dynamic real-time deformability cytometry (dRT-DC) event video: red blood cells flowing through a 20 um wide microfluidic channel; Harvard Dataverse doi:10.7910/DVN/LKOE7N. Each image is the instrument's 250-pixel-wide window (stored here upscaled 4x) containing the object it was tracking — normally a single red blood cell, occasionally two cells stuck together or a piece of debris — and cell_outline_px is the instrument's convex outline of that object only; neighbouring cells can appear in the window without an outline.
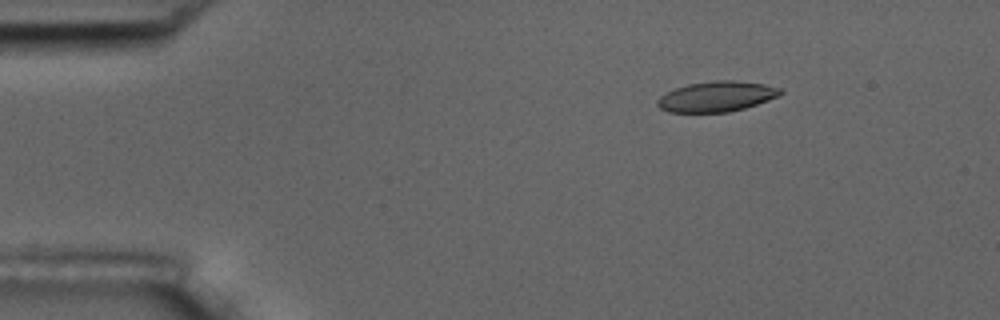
{"species": "common noctule bat (a hibernating species)", "species_latin": "Nyctalus noctula", "temperature_condition": "room temperature", "stored_images_in_passage": 11, "camera_frame_rate_fps": 3000, "um_per_image_px": 0.085, "animal": {"sex": "male", "body_mass_g": 17.5, "forearm_length_mm": 52.3}, "frame": {"image": 1, "passage_image": 2, "time_ms": 1.0, "image_size_px": [1000, 320], "cell_outline_px": [[784, 92], [780, 96], [744, 108], [728, 112], [668, 112], [660, 108], [656, 104], [656, 100], [660, 96], [676, 88], [688, 84], [716, 80], [732, 80], [764, 84], [780, 88]], "centroid_in_image_um": [60.91, 8.2], "position_along_channel_um": 24.1, "area_um2": 21.68}}
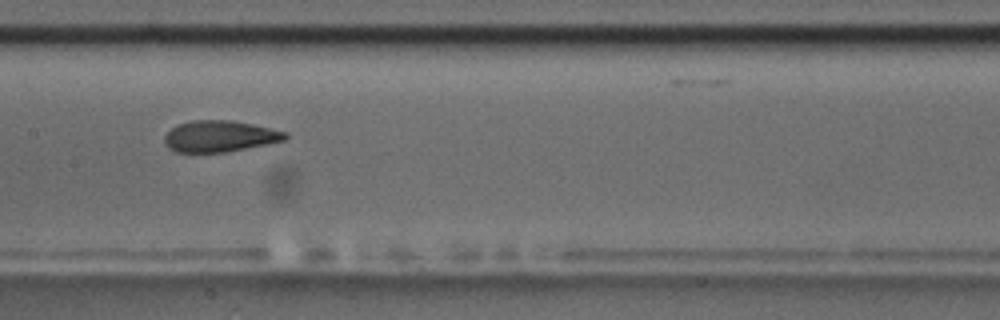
{"frame": {"image": 2, "passage_image": 8, "time_ms": 7.667, "image_size_px": [1000, 320], "cell_outline_px": [[288, 136], [284, 140], [268, 144], [224, 152], [176, 152], [168, 148], [164, 144], [164, 136], [172, 128], [180, 124], [192, 120], [232, 120], [252, 124], [288, 132]], "centroid_in_image_um": [18.67, 11.58], "position_along_channel_um": 188.7, "area_um2": 21.96}}
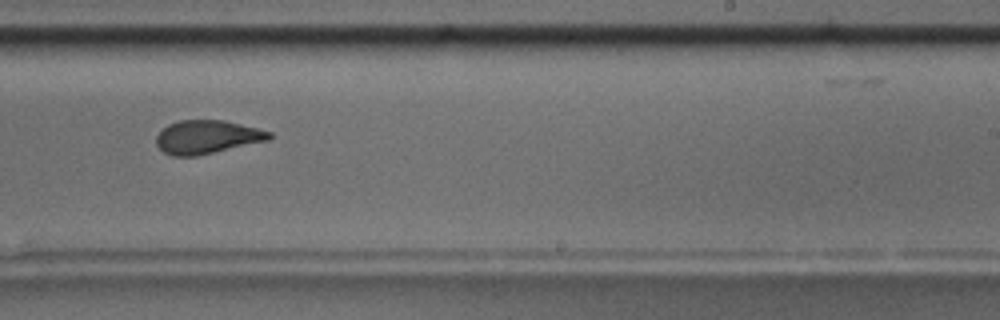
{"frame": {"image": 3, "passage_image": 10, "time_ms": 10.0, "image_size_px": [1000, 320], "cell_outline_px": [[272, 136], [268, 140], [196, 156], [172, 156], [164, 152], [156, 144], [156, 136], [168, 124], [180, 120], [224, 120], [272, 132]], "centroid_in_image_um": [17.58, 11.64], "position_along_channel_um": 271.4, "area_um2": 21.79}}